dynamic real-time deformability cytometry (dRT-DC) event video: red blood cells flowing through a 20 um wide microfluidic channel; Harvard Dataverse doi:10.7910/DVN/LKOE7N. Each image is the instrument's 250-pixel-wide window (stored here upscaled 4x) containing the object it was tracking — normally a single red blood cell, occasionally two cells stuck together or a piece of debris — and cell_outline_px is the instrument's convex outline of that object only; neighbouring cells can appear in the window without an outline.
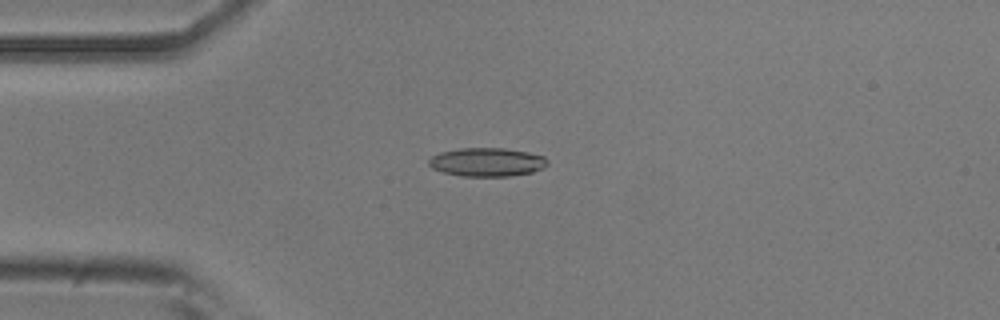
{"species": "common noctule bat (a hibernating species)", "species_latin": "Nyctalus noctula", "temperature_condition": "room temperature", "stored_images_in_passage": 49, "camera_frame_rate_fps": 3000, "um_per_image_px": 0.085, "animal": {"sex": "male", "body_mass_g": 20.5, "forearm_length_mm": 52.5}, "frame": {"image": 1, "passage_image": 10, "time_ms": 3.0, "image_size_px": [1000, 320], "cell_outline_px": [[548, 164], [544, 168], [532, 172], [508, 176], [460, 176], [444, 172], [432, 168], [428, 164], [428, 160], [432, 156], [440, 152], [460, 148], [504, 148], [528, 152], [544, 156], [548, 160]], "centroid_in_image_um": [41.4, 13.77], "position_along_channel_um": 43.6, "area_um2": 19.83}}
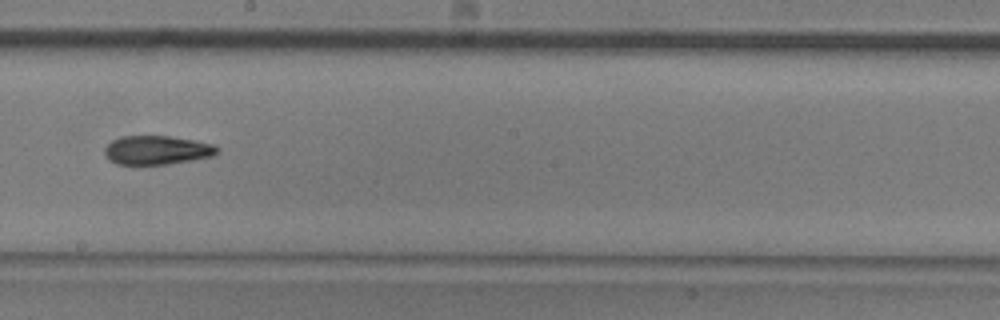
{"frame": {"image": 2, "passage_image": 26, "time_ms": 8.333, "image_size_px": [1000, 320], "cell_outline_px": [[220, 152], [212, 156], [192, 160], [168, 164], [140, 168], [116, 164], [108, 160], [104, 152], [104, 148], [112, 140], [120, 136], [168, 136], [192, 140], [212, 144], [220, 148]], "centroid_in_image_um": [13.27, 12.81], "position_along_channel_um": 234.9, "area_um2": 19.71}}
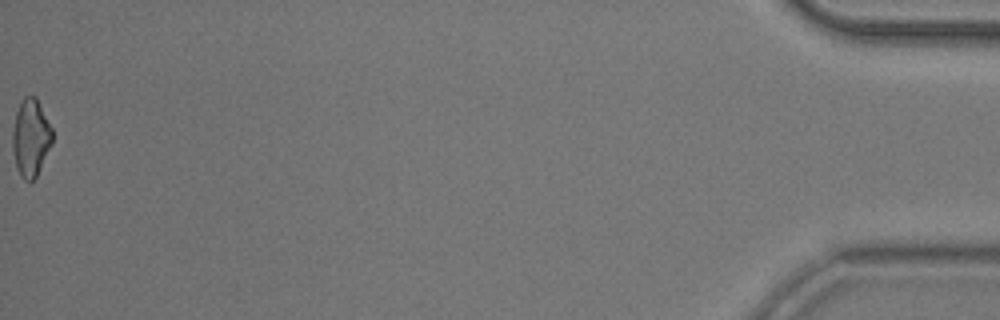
{"frame": {"image": 3, "passage_image": 49, "time_ms": 16.0, "image_size_px": [1000, 320], "cell_outline_px": [[52, 144], [36, 176], [32, 180], [24, 180], [20, 176], [16, 168], [12, 148], [12, 132], [16, 112], [24, 96], [36, 96], [52, 128]], "centroid_in_image_um": [2.6, 11.7], "position_along_channel_um": 432.6, "area_um2": 17.92}, "authors_computed_cell_mechanics": {"area_um2": 19.1896, "velocity_mm_per_s": 3.9171, "shape_relaxation_time_tau1_ms": 6.0117, "shape_relaxation_time_tau2_ms": 7.6183, "deformation_change_tau1": 0.1558, "deformation_change_tau2": 0.1697}}